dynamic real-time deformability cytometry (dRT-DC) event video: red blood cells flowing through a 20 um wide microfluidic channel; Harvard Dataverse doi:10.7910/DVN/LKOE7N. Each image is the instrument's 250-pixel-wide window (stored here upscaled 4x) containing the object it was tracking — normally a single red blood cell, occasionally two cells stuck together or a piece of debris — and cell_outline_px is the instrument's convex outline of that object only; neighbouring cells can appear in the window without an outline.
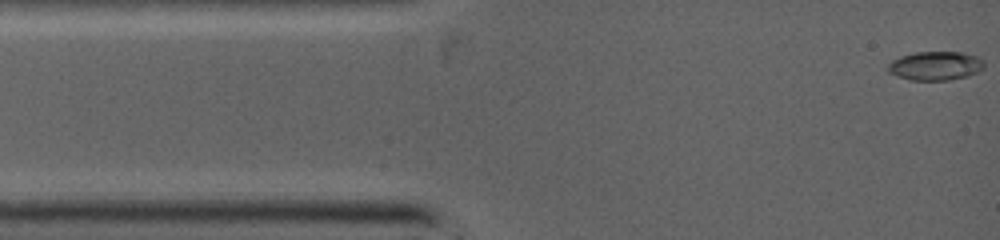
{"species": "common noctule bat (a hibernating species)", "species_latin": "Nyctalus noctula", "temperature_condition": "warm", "stored_images_in_passage": 39, "camera_frame_rate_fps": 5000, "um_per_image_px": 0.085, "animal": {"sex": "female", "body_mass_g": 19.0, "forearm_length_mm": 53.3}, "frame": {"image": 1, "passage_image": 1, "time_ms": 0.0, "image_size_px": [1000, 240], "cell_outline_px": [[984, 68], [968, 76], [948, 80], [912, 80], [896, 76], [888, 72], [888, 64], [892, 60], [900, 56], [916, 52], [964, 52], [976, 56], [984, 60]], "centroid_in_image_um": [79.51, 5.59], "position_along_channel_um": 5.5, "area_um2": 16.24}}
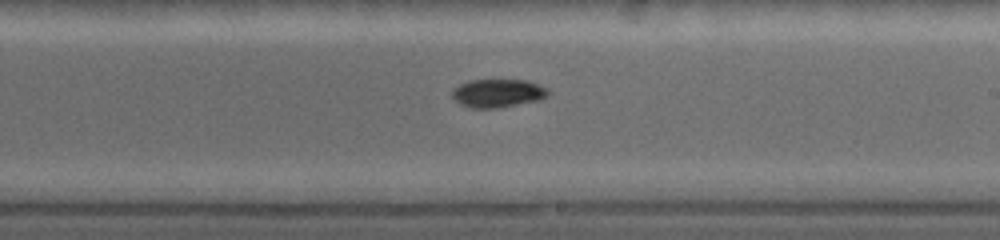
{"frame": {"image": 2, "passage_image": 17, "time_ms": 6.4, "image_size_px": [1000, 240], "cell_outline_px": [[548, 96], [540, 100], [496, 108], [472, 108], [460, 104], [452, 96], [452, 92], [460, 84], [468, 80], [528, 80], [548, 88]], "centroid_in_image_um": [42.34, 7.92], "position_along_channel_um": 246.7, "area_um2": 15.78}}
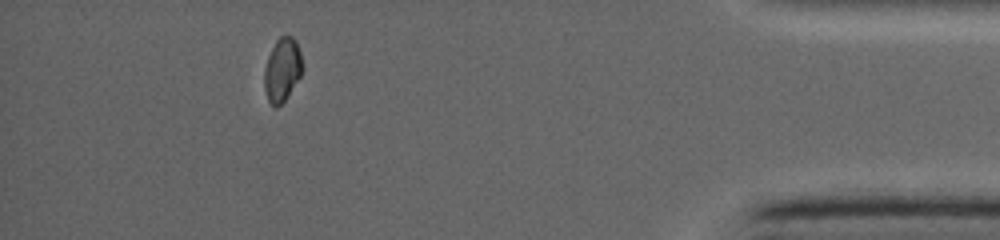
{"frame": {"image": 3, "passage_image": 34, "time_ms": 11.0, "image_size_px": [1000, 240], "cell_outline_px": [[304, 68], [300, 76], [288, 96], [276, 108], [268, 100], [264, 88], [264, 68], [268, 56], [276, 40], [280, 36], [292, 36], [296, 40], [300, 52]], "centroid_in_image_um": [24.0, 5.91], "position_along_channel_um": 411.2, "area_um2": 14.16}}